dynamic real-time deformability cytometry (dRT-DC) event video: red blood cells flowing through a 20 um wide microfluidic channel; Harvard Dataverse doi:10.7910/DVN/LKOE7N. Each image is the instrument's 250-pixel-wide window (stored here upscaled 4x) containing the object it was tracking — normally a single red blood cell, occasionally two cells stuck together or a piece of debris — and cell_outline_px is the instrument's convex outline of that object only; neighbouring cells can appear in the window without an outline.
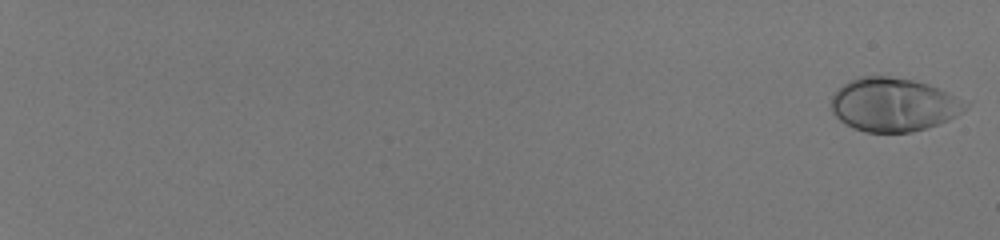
{"species": "human", "species_latin": "Homo sapiens", "temperature_condition": "room temperature", "stored_images_in_passage": 56, "camera_frame_rate_fps": 3000, "um_per_image_px": 0.085, "donor": {"sex": "male"}, "frame": {"image": 1, "passage_image": 1, "time_ms": 0.0, "image_size_px": [1000, 240], "cell_outline_px": [[972, 100], [968, 108], [956, 116], [940, 124], [912, 132], [864, 132], [852, 128], [840, 120], [832, 112], [832, 96], [844, 84], [860, 76], [888, 76], [912, 80], [928, 84]], "centroid_in_image_um": [76.04, 8.9], "position_along_channel_um": 9.0, "area_um2": 42.31}}
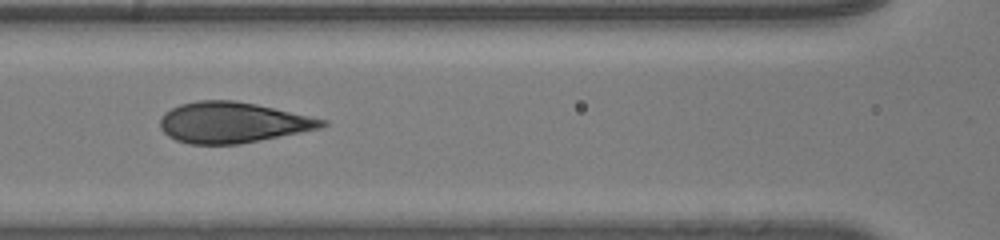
{"frame": {"image": 2, "passage_image": 32, "time_ms": 10.333, "image_size_px": [1000, 240], "cell_outline_px": [[328, 124], [320, 128], [240, 144], [188, 144], [176, 140], [168, 136], [160, 128], [160, 116], [164, 112], [180, 104], [196, 100], [232, 100], [256, 104], [328, 120]], "centroid_in_image_um": [19.73, 10.41], "position_along_channel_um": 146.9, "area_um2": 38.38}}
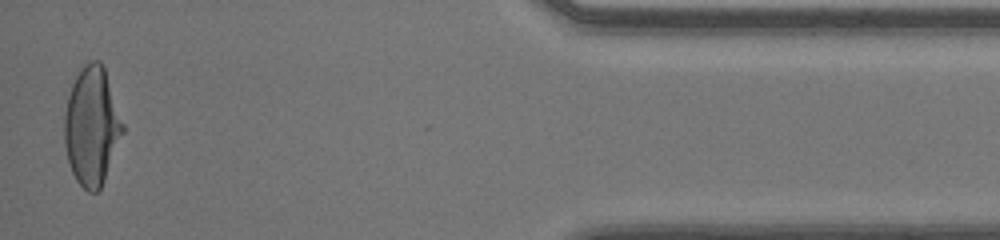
{"frame": {"image": 3, "passage_image": 56, "time_ms": 18.333, "image_size_px": [1000, 240], "cell_outline_px": [[124, 132], [104, 180], [100, 188], [96, 192], [88, 192], [76, 180], [72, 172], [68, 160], [64, 144], [64, 112], [68, 96], [72, 84], [80, 68], [88, 60], [100, 60], [104, 64], [124, 124]], "centroid_in_image_um": [7.81, 10.68], "position_along_channel_um": 427.4, "area_um2": 40.58}, "authors_computed_cell_mechanics": {"area_um2": 39.2462, "velocity_mm_per_s": 4.0973, "shape_relaxation_time_tau1_ms": 5.7117, "shape_relaxation_time_tau2_ms": null, "deformation_change_tau1": 0.2518, "deformation_change_tau2": null}}